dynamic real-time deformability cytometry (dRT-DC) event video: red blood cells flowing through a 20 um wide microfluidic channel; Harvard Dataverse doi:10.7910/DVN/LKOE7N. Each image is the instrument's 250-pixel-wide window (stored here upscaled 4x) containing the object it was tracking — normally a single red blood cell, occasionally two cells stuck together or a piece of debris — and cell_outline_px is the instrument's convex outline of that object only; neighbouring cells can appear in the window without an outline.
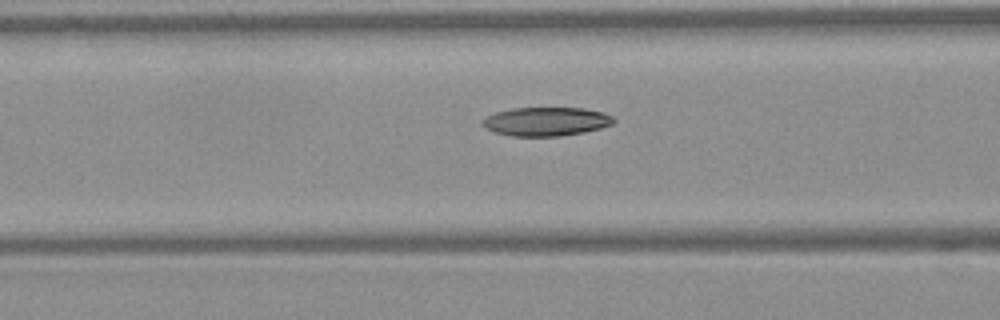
{"species": "Egyptian fruit bat (a non-hibernating species)", "species_latin": "Rousettus aegyptiacus", "temperature_condition": "warm", "stored_images_in_passage": 28, "camera_frame_rate_fps": 3000, "um_per_image_px": 0.085, "frame": {"image": 1, "passage_image": 9, "time_ms": 2.667, "image_size_px": [1000, 320], "cell_outline_px": [[616, 120], [612, 124], [600, 128], [584, 132], [560, 136], [512, 136], [496, 132], [484, 128], [480, 124], [480, 120], [496, 112], [512, 108], [584, 108], [604, 112], [612, 116]], "centroid_in_image_um": [46.41, 10.32], "position_along_channel_um": 120.2, "area_um2": 22.08}}
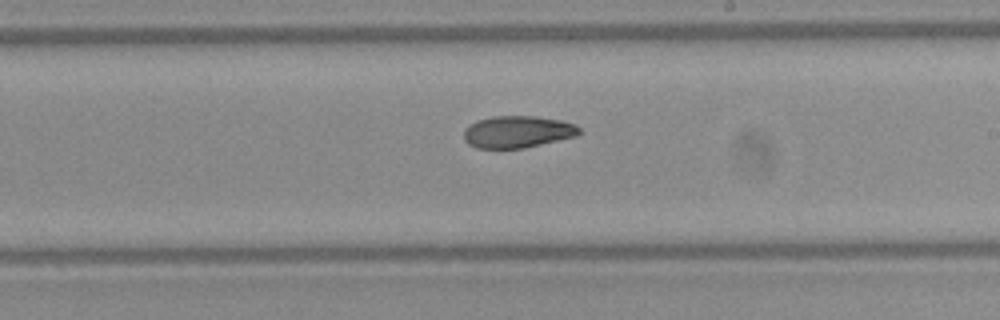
{"frame": {"image": 2, "passage_image": 18, "time_ms": 5.667, "image_size_px": [1000, 320], "cell_outline_px": [[580, 132], [576, 136], [524, 148], [476, 148], [468, 144], [464, 140], [464, 128], [468, 124], [476, 120], [492, 116], [536, 116], [560, 120], [576, 124], [580, 128]], "centroid_in_image_um": [43.96, 11.19], "position_along_channel_um": 245.0, "area_um2": 21.68}}
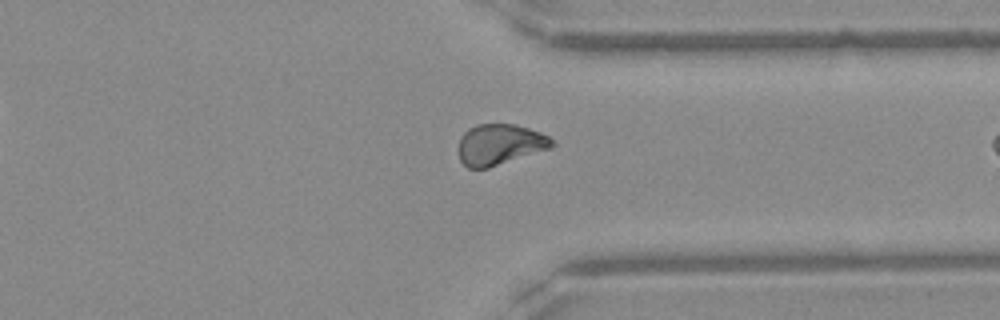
{"frame": {"image": 3, "passage_image": 27, "time_ms": 8.667, "image_size_px": [1000, 320], "cell_outline_px": [[556, 144], [552, 148], [488, 168], [468, 168], [460, 160], [460, 136], [468, 128], [476, 124], [516, 124], [540, 132], [548, 136]], "centroid_in_image_um": [42.5, 12.27], "position_along_channel_um": 368.9, "area_um2": 22.25}}